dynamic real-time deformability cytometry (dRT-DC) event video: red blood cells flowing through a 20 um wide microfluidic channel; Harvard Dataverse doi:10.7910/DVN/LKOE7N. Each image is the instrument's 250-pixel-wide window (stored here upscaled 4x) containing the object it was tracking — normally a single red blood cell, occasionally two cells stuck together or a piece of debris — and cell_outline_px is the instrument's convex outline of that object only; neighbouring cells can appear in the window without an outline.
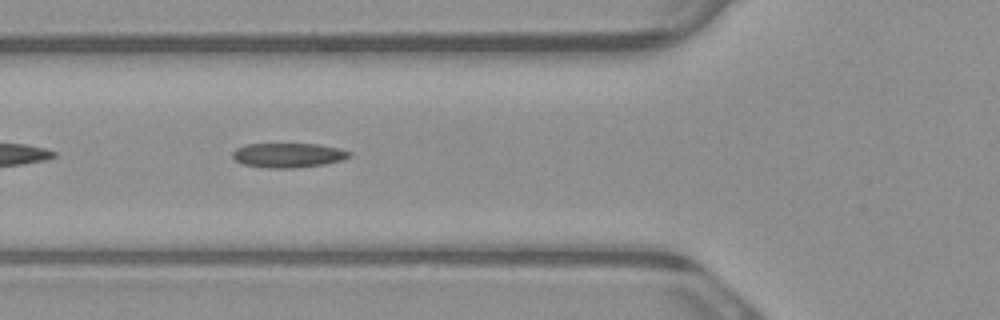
{"species": "common noctule bat (a hibernating species)", "species_latin": "Nyctalus noctula", "temperature_condition": "warm", "stored_images_in_passage": 9, "segment_of_instrument_passage": [2, 2], "camera_frame_rate_fps": 3000, "um_per_image_px": 0.085, "animal": {"sex": "male", "body_mass_g": 23.1, "forearm_length_mm": 52.7}, "frame": {"image": 1, "passage_image": 6, "time_ms": 1.667, "image_size_px": [1000, 320], "cell_outline_px": [[352, 156], [344, 160], [324, 164], [292, 168], [268, 168], [240, 164], [232, 156], [232, 152], [236, 148], [244, 144], [316, 144], [340, 148], [352, 152]], "centroid_in_image_um": [24.51, 13.19], "position_along_channel_um": 101.3, "area_um2": 16.88}}
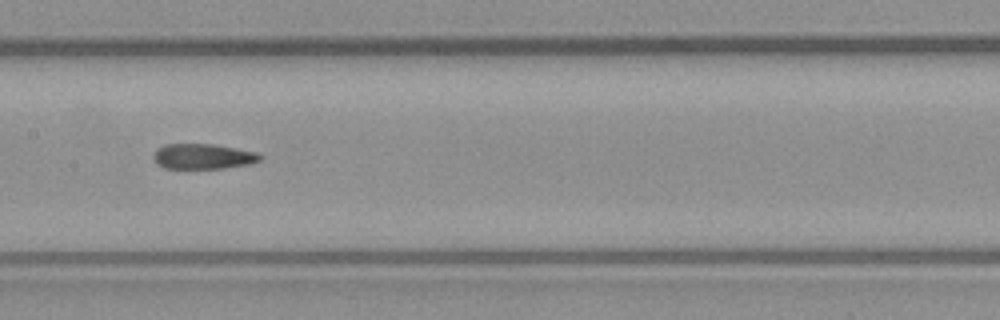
{"frame": {"image": 2, "passage_image": 8, "time_ms": 2.333, "image_size_px": [1000, 320], "cell_outline_px": [[264, 156], [260, 160], [252, 164], [224, 168], [164, 168], [156, 164], [152, 156], [156, 148], [164, 144], [212, 144], [256, 152]], "centroid_in_image_um": [17.24, 13.29], "position_along_channel_um": 190.2, "area_um2": 15.84}}
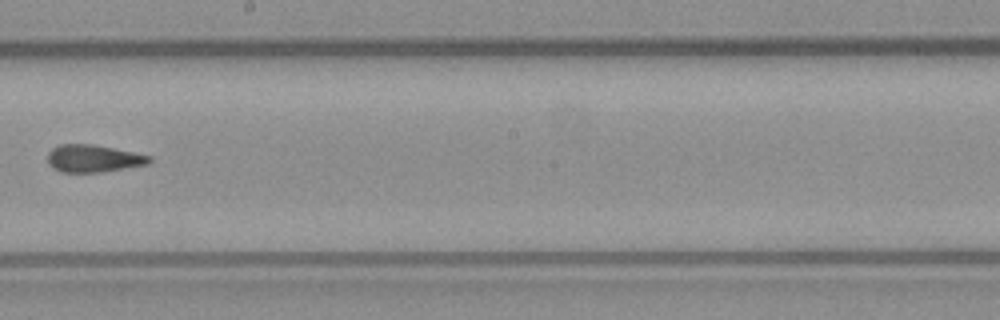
{"frame": {"image": 3, "passage_image": 9, "time_ms": 2.667, "image_size_px": [1000, 320], "cell_outline_px": [[152, 160], [148, 164], [100, 172], [60, 172], [52, 168], [48, 164], [48, 152], [52, 148], [60, 144], [92, 144], [152, 156]], "centroid_in_image_um": [7.9, 13.47], "position_along_channel_um": 240.3, "area_um2": 16.18}}